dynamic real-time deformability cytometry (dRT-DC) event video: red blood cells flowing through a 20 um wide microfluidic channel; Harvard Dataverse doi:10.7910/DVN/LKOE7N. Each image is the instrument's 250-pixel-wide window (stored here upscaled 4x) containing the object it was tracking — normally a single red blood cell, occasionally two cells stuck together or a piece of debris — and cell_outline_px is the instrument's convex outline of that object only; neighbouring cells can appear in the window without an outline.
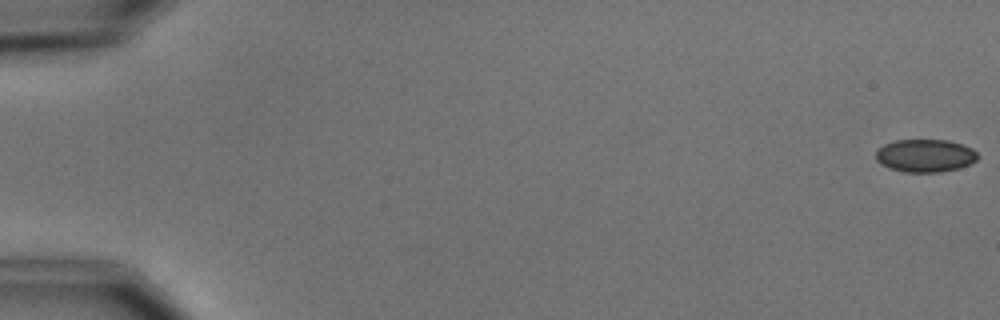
{"species": "common noctule bat (a hibernating species)", "species_latin": "Nyctalus noctula", "temperature_condition": "cold", "stored_images_in_passage": 6, "camera_frame_rate_fps": 3000, "um_per_image_px": 0.085, "animal": {"sex": "male", "body_mass_g": 15.6}, "frame": {"image": 1, "passage_image": 1, "time_ms": 0.0, "image_size_px": [1000, 320], "cell_outline_px": [[980, 156], [972, 164], [960, 168], [940, 172], [904, 172], [888, 168], [880, 164], [876, 160], [876, 148], [884, 144], [896, 140], [948, 140], [964, 144], [972, 148]], "centroid_in_image_um": [78.65, 13.23], "position_along_channel_um": 6.4, "area_um2": 19.88}}
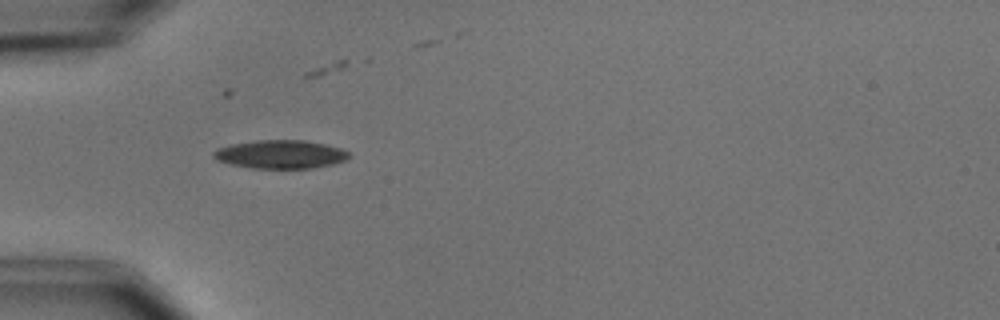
{"frame": {"image": 2, "passage_image": 5, "time_ms": 5.667, "image_size_px": [1000, 320], "cell_outline_px": [[348, 156], [344, 160], [332, 164], [312, 168], [252, 168], [232, 164], [216, 160], [212, 156], [212, 152], [216, 148], [232, 144], [256, 140], [304, 140], [324, 144], [340, 148], [348, 152]], "centroid_in_image_um": [23.78, 13.11], "position_along_channel_um": 61.2, "area_um2": 22.25}}